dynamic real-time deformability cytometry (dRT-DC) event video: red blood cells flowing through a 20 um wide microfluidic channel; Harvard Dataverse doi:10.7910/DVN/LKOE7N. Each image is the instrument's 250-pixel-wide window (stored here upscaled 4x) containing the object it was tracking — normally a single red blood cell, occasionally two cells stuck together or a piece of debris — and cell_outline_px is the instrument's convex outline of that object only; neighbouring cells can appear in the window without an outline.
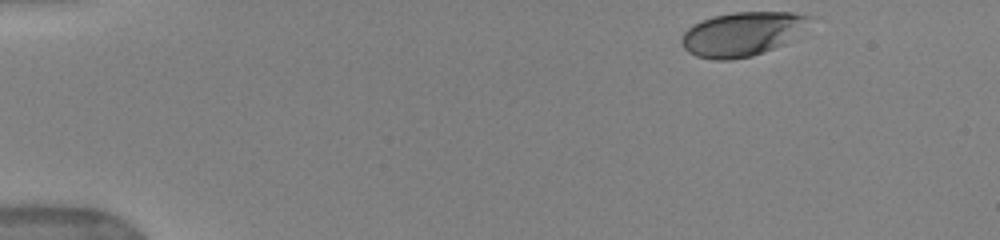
{"species": "human", "species_latin": "Homo sapiens", "temperature_condition": "warm", "stored_images_in_passage": 46, "camera_frame_rate_fps": 3000, "um_per_image_px": 0.085, "donor": {"sex": "female"}, "frame": {"image": 1, "passage_image": 1, "time_ms": 0.0, "image_size_px": [1000, 240], "cell_outline_px": [[820, 16], [796, 40], [752, 56], [728, 60], [716, 60], [696, 56], [688, 52], [684, 48], [680, 40], [684, 32], [688, 28], [704, 20], [716, 16], [732, 12], [792, 12]], "centroid_in_image_um": [63.26, 2.87], "position_along_channel_um": 21.7, "area_um2": 33.7}}
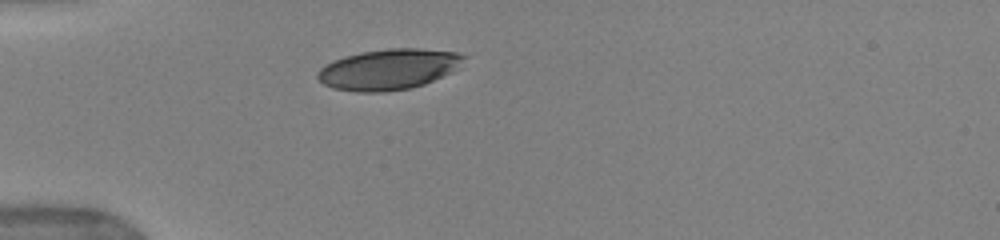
{"frame": {"image": 2, "passage_image": 10, "time_ms": 3.0, "image_size_px": [1000, 240], "cell_outline_px": [[468, 56], [460, 68], [452, 72], [424, 84], [408, 88], [380, 92], [356, 92], [332, 88], [324, 84], [316, 76], [316, 72], [320, 68], [332, 60], [344, 56], [360, 52], [388, 48], [416, 48], [456, 52]], "centroid_in_image_um": [33.04, 5.88], "position_along_channel_um": 52.0, "area_um2": 34.91}}
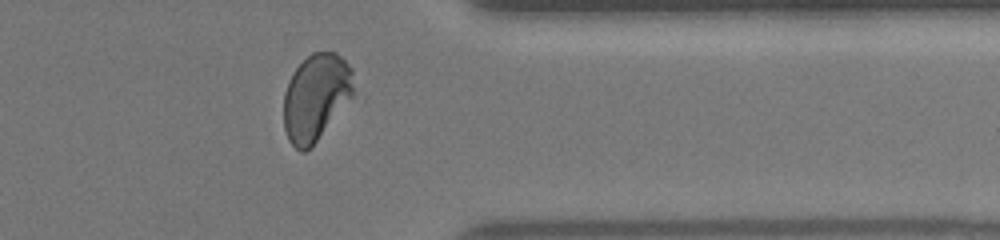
{"frame": {"image": 3, "passage_image": 37, "time_ms": 12.0, "image_size_px": [1000, 240], "cell_outline_px": [[352, 96], [316, 140], [304, 152], [300, 152], [288, 140], [284, 128], [284, 92], [288, 80], [292, 72], [312, 52], [336, 52], [352, 68]], "centroid_in_image_um": [26.81, 8.24], "position_along_channel_um": 384.6, "area_um2": 34.68}, "authors_computed_cell_mechanics": {"area_um2": 36.2695, "velocity_mm_per_s": 3.9397, "shape_relaxation_time_tau1_ms": 3.4202, "shape_relaxation_time_tau2_ms": null, "deformation_change_tau1": 0.1721, "deformation_change_tau2": null}}